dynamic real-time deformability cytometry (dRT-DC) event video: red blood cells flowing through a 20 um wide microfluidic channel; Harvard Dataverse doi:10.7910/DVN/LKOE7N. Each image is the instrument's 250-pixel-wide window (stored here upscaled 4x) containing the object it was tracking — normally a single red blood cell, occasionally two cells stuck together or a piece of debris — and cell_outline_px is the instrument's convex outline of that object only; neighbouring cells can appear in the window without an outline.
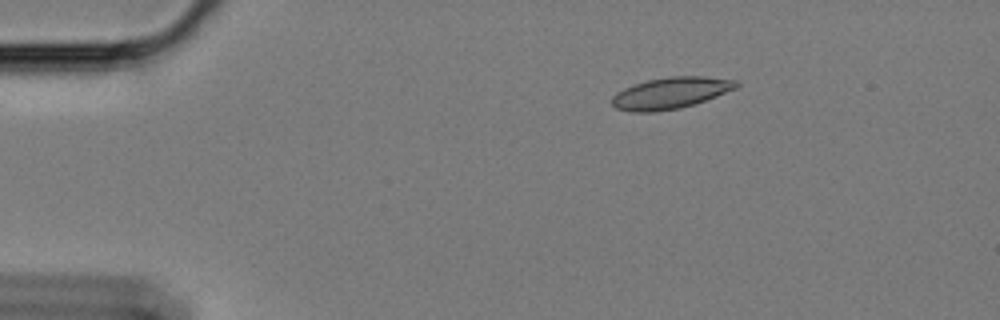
{"species": "Egyptian fruit bat (a non-hibernating species)", "species_latin": "Rousettus aegyptiacus", "temperature_condition": "cold", "stored_images_in_passage": 50, "camera_frame_rate_fps": 3000, "um_per_image_px": 0.085, "animal": {"sex": "female"}, "frame": {"image": 1, "passage_image": 1, "time_ms": 0.0, "image_size_px": [1000, 320], "cell_outline_px": [[740, 84], [736, 88], [716, 96], [680, 108], [652, 112], [632, 112], [616, 108], [612, 104], [612, 96], [616, 92], [624, 88], [648, 80], [668, 76], [704, 76], [736, 80]], "centroid_in_image_um": [56.99, 7.9], "position_along_channel_um": 28.0, "area_um2": 22.6}}
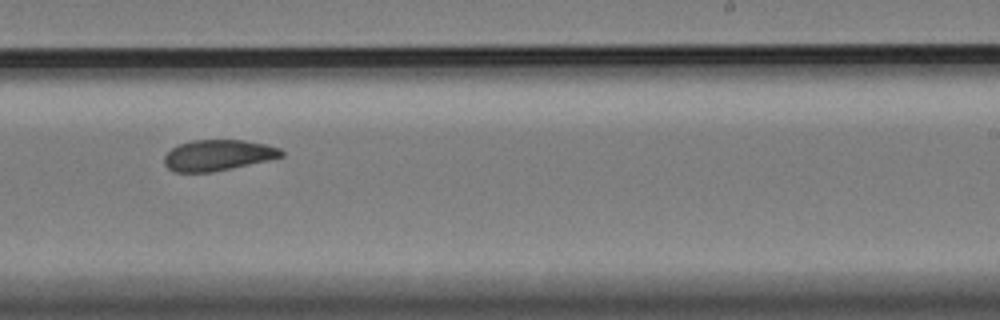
{"frame": {"image": 2, "passage_image": 28, "time_ms": 9.0, "image_size_px": [1000, 320], "cell_outline_px": [[284, 156], [268, 160], [232, 168], [212, 172], [172, 172], [164, 164], [164, 156], [172, 148], [180, 144], [192, 140], [244, 140], [264, 144], [280, 148], [284, 152]], "centroid_in_image_um": [18.52, 13.2], "position_along_channel_um": 270.5, "area_um2": 21.04}}
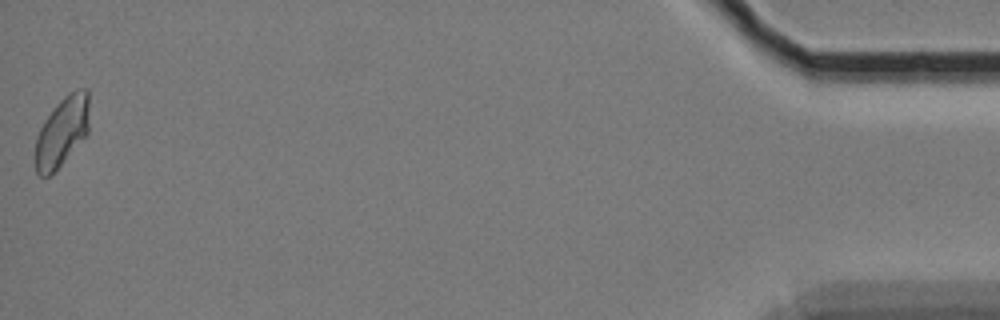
{"frame": {"image": 3, "passage_image": 50, "time_ms": 16.333, "image_size_px": [1000, 320], "cell_outline_px": [[88, 132], [60, 164], [48, 176], [40, 176], [36, 172], [36, 136], [44, 120], [56, 104], [68, 92], [84, 88], [88, 88]], "centroid_in_image_um": [5.26, 11.14], "position_along_channel_um": 429.9, "area_um2": 21.33}, "authors_computed_cell_mechanics": {"area_um2": 21.7906, "velocity_mm_per_s": 3.391, "shape_relaxation_time_tau1_ms": 9.8142, "shape_relaxation_time_tau2_ms": 2.2142, "deformation_change_tau1": 0.1535, "deformation_change_tau2": 0.0653}}